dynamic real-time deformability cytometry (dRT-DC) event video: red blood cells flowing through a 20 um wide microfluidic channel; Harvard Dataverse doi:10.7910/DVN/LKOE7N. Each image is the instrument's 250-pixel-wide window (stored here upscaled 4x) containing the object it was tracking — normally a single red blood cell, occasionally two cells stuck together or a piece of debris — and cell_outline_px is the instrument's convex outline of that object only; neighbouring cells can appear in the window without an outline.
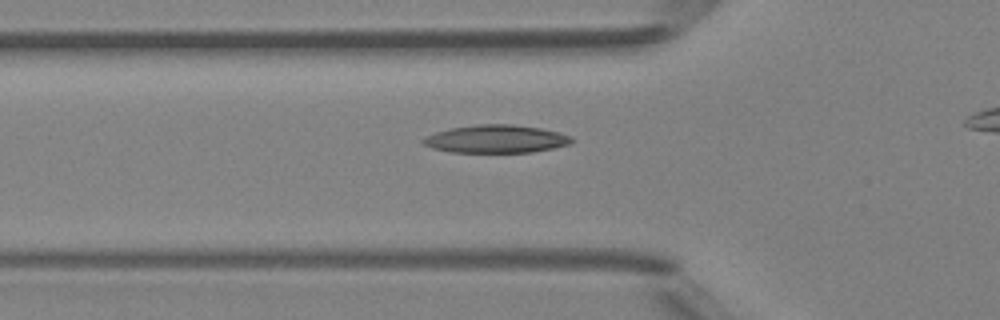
{"species": "Egyptian fruit bat (a non-hibernating species)", "species_latin": "Rousettus aegyptiacus", "temperature_condition": "room temperature", "stored_images_in_passage": 36, "camera_frame_rate_fps": 3000, "um_per_image_px": 0.085, "animal": {"sex": "female"}, "frame": {"image": 1, "passage_image": 11, "time_ms": 3.333, "image_size_px": [1000, 320], "cell_outline_px": [[572, 144], [532, 152], [452, 152], [432, 148], [424, 144], [420, 140], [424, 136], [448, 128], [476, 124], [512, 124], [540, 128], [560, 132], [572, 136]], "centroid_in_image_um": [42.15, 11.8], "position_along_channel_um": 83.6, "area_um2": 24.33}}
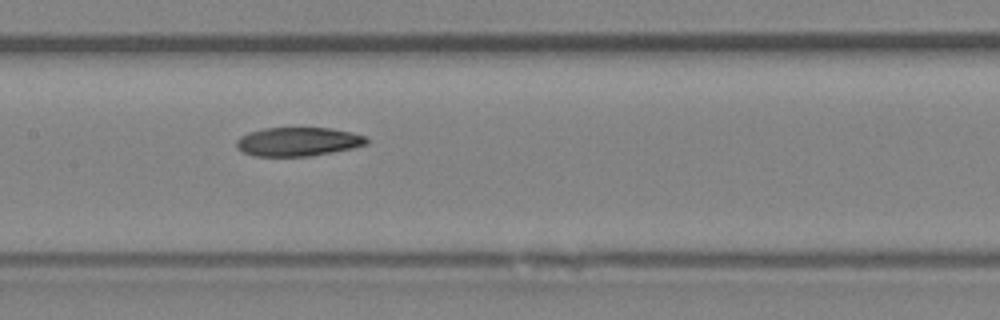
{"frame": {"image": 2, "passage_image": 18, "time_ms": 5.667, "image_size_px": [1000, 320], "cell_outline_px": [[368, 144], [352, 148], [332, 152], [308, 156], [252, 156], [236, 148], [236, 140], [240, 136], [248, 132], [264, 128], [332, 128], [352, 132], [368, 136]], "centroid_in_image_um": [25.34, 12.04], "position_along_channel_um": 182.1, "area_um2": 22.02}}
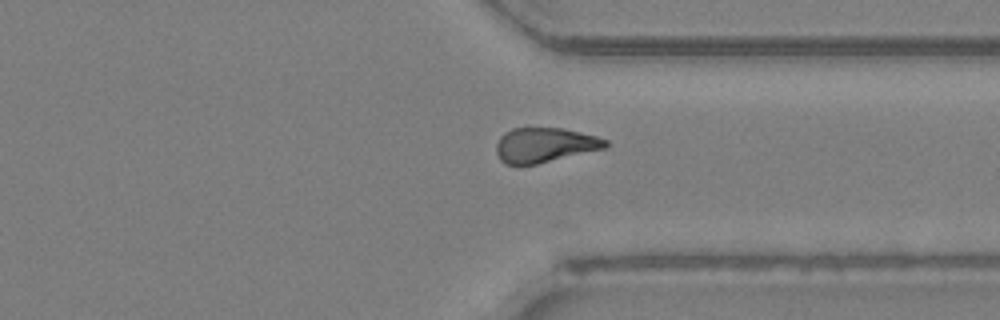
{"frame": {"image": 3, "passage_image": 31, "time_ms": 10.0, "image_size_px": [1000, 320], "cell_outline_px": [[608, 144], [604, 148], [536, 164], [504, 164], [500, 160], [496, 152], [496, 144], [500, 136], [504, 132], [512, 128], [560, 128], [580, 132], [596, 136], [608, 140]], "centroid_in_image_um": [46.26, 12.32], "position_along_channel_um": 365.1, "area_um2": 21.91}}